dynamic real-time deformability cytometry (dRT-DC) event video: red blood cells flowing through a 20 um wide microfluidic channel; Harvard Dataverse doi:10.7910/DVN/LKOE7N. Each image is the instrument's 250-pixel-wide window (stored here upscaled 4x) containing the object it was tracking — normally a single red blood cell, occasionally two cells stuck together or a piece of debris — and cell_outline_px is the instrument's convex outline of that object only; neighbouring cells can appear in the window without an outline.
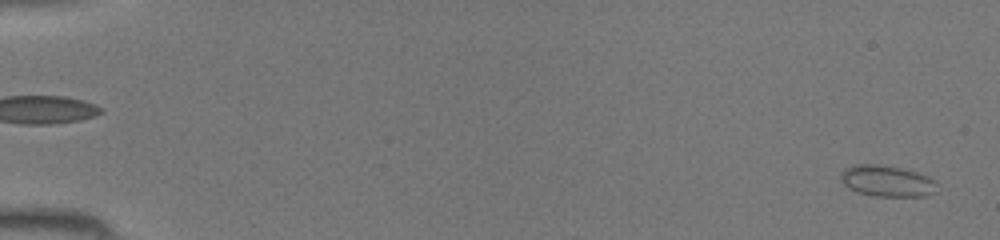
{"species": "common noctule bat (a hibernating species)", "species_latin": "Nyctalus noctula", "temperature_condition": "room temperature", "stored_images_in_passage": 46, "camera_frame_rate_fps": 3000, "um_per_image_px": 0.085, "animal": {"sex": "female", "body_mass_g": 19.5, "forearm_length_mm": 54.1}, "frame": {"image": 1, "passage_image": 1, "time_ms": 0.0, "image_size_px": [1000, 240], "cell_outline_px": [[936, 192], [928, 196], [872, 196], [856, 192], [848, 188], [840, 180], [840, 172], [844, 168], [852, 164], [880, 164], [900, 168], [916, 172], [928, 176], [936, 184]], "centroid_in_image_um": [75.34, 15.38], "position_along_channel_um": 9.7, "area_um2": 17.74}}
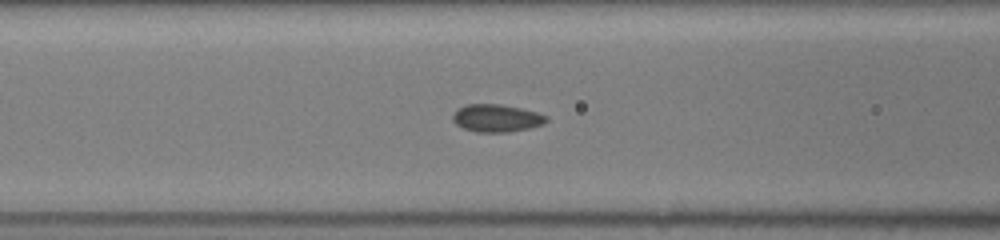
{"frame": {"image": 2, "passage_image": 19, "time_ms": 6.0, "image_size_px": [1000, 240], "cell_outline_px": [[548, 120], [544, 124], [528, 128], [508, 132], [476, 132], [464, 128], [456, 124], [452, 120], [452, 112], [468, 104], [500, 104], [520, 108], [536, 112], [548, 116]], "centroid_in_image_um": [42.2, 10.04], "position_along_channel_um": 124.4, "area_um2": 15.03}}
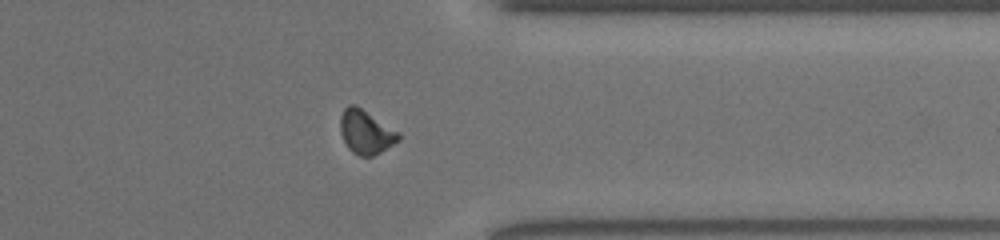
{"frame": {"image": 3, "passage_image": 36, "time_ms": 11.667, "image_size_px": [1000, 240], "cell_outline_px": [[400, 140], [380, 152], [372, 156], [360, 156], [352, 152], [348, 148], [340, 132], [340, 116], [344, 108], [348, 104], [356, 104], [400, 132]], "centroid_in_image_um": [31.09, 11.19], "position_along_channel_um": 380.3, "area_um2": 15.03}}